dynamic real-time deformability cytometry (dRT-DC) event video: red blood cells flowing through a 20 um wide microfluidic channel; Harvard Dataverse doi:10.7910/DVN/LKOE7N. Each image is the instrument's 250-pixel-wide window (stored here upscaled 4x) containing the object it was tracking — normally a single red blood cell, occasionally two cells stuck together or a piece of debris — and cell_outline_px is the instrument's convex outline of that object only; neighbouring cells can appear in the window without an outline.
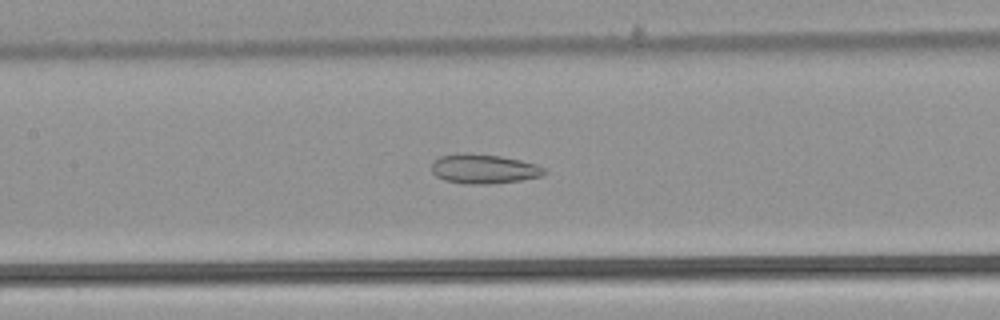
{"species": "common noctule bat (a hibernating species)", "species_latin": "Nyctalus noctula", "temperature_condition": "warm", "stored_images_in_passage": 43, "camera_frame_rate_fps": 3000, "um_per_image_px": 0.085, "animal": {"sex": "male", "body_mass_g": 21.5, "forearm_length_mm": 52.0}, "frame": {"image": 1, "passage_image": 15, "time_ms": 4.667, "image_size_px": [1000, 320], "cell_outline_px": [[548, 172], [544, 176], [520, 180], [492, 184], [468, 184], [444, 180], [436, 176], [432, 172], [432, 164], [440, 156], [500, 156], [520, 160], [536, 164], [548, 168]], "centroid_in_image_um": [41.24, 14.41], "position_along_channel_um": 166.2, "area_um2": 18.67}}
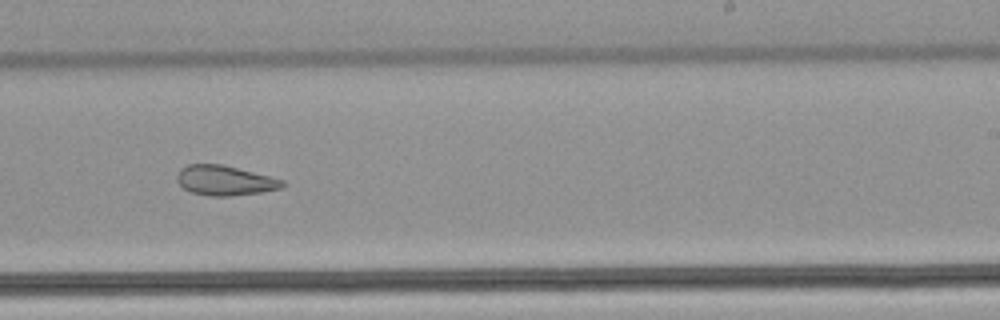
{"frame": {"image": 2, "passage_image": 23, "time_ms": 7.333, "image_size_px": [1000, 320], "cell_outline_px": [[288, 184], [280, 188], [260, 192], [228, 196], [208, 196], [192, 192], [184, 188], [176, 180], [176, 176], [180, 168], [188, 164], [220, 164], [284, 180]], "centroid_in_image_um": [19.08, 15.34], "position_along_channel_um": 269.9, "area_um2": 18.15}}
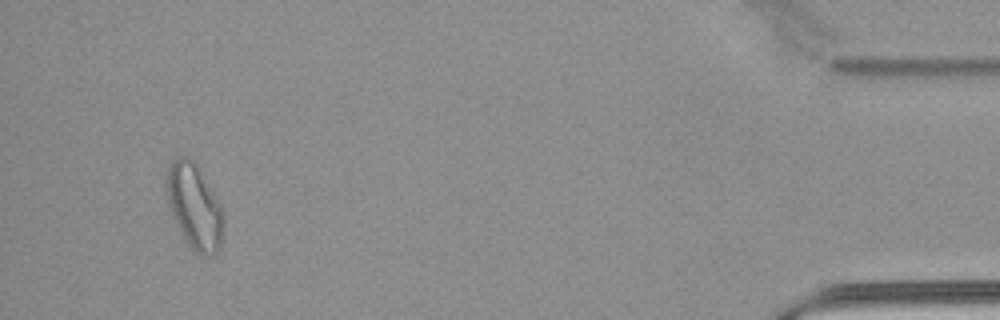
{"frame": {"image": 3, "passage_image": 40, "time_ms": 13.0, "image_size_px": [1000, 320], "cell_outline_px": [[224, 224], [220, 248], [212, 256], [200, 256], [188, 244], [176, 224], [168, 204], [168, 168], [176, 156], [188, 156], [200, 168], [220, 204], [224, 212]], "centroid_in_image_um": [16.57, 17.57], "position_along_channel_um": 418.6, "area_um2": 28.09}, "authors_computed_cell_mechanics": {"area_um2": 21.386, "velocity_mm_per_s": 3.8962, "shape_relaxation_time_tau1_ms": null, "shape_relaxation_time_tau2_ms": 4.0988, "deformation_change_tau1": null, "deformation_change_tau2": 0.1235}}